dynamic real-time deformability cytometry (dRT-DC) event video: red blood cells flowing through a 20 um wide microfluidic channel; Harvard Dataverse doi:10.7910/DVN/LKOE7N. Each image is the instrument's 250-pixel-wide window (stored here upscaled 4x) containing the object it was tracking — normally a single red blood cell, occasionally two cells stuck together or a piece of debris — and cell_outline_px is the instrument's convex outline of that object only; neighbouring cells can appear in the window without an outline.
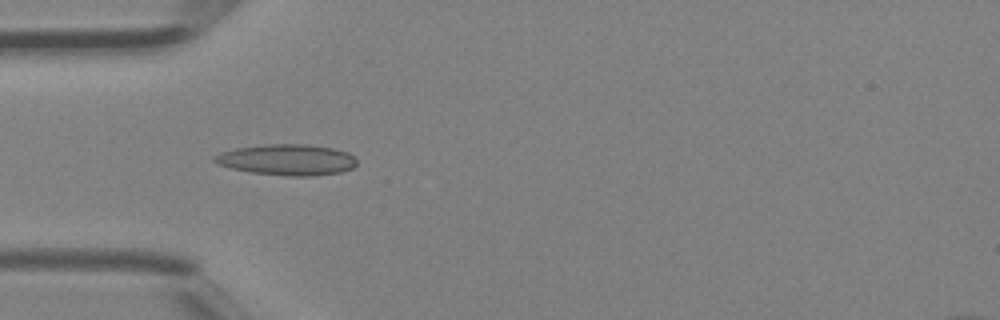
{"species": "Egyptian fruit bat (a non-hibernating species)", "species_latin": "Rousettus aegyptiacus", "temperature_condition": "room temperature", "stored_images_in_passage": 30, "camera_frame_rate_fps": 3000, "um_per_image_px": 0.085, "animal": {"sex": "female"}, "frame": {"image": 1, "passage_image": 1, "time_ms": 0.0, "image_size_px": [1000, 320], "cell_outline_px": [[356, 164], [352, 168], [340, 172], [312, 176], [288, 176], [252, 172], [232, 168], [216, 164], [212, 160], [212, 156], [220, 152], [236, 148], [264, 144], [304, 144], [332, 148], [348, 152], [356, 156]], "centroid_in_image_um": [24.39, 13.57], "position_along_channel_um": 60.6, "area_um2": 25.78}}
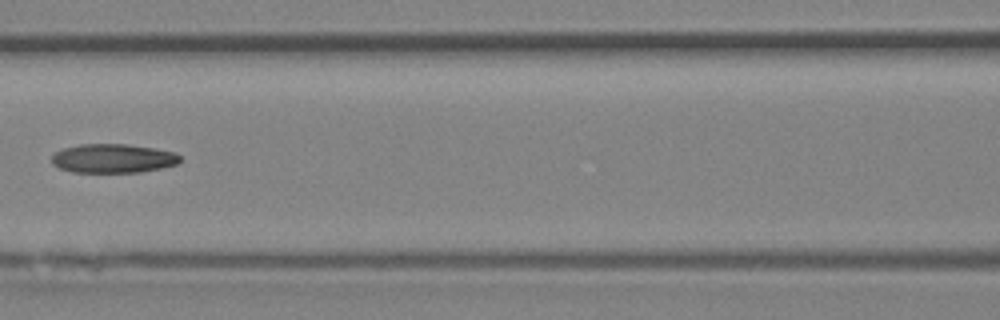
{"frame": {"image": 2, "passage_image": 7, "time_ms": 2.0, "image_size_px": [1000, 320], "cell_outline_px": [[180, 160], [176, 164], [160, 168], [140, 172], [72, 172], [60, 168], [52, 164], [52, 156], [56, 152], [64, 148], [80, 144], [128, 144], [156, 148], [176, 152], [180, 156]], "centroid_in_image_um": [9.62, 13.46], "position_along_channel_um": 157.0, "area_um2": 21.68}}
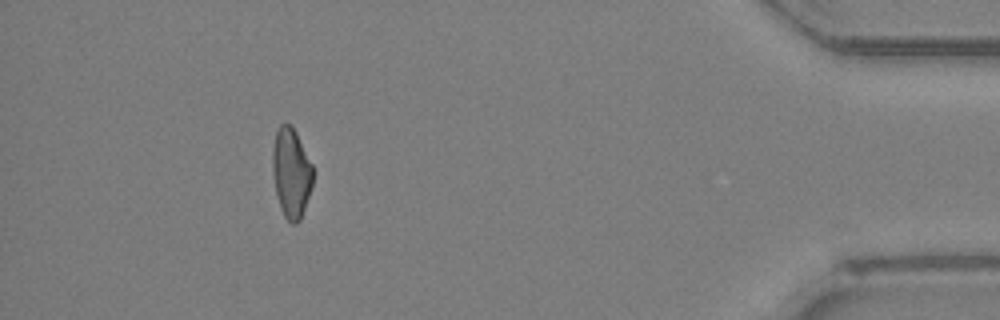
{"frame": {"image": 3, "passage_image": 26, "time_ms": 8.333, "image_size_px": [1000, 320], "cell_outline_px": [[312, 184], [300, 220], [296, 224], [292, 224], [284, 216], [280, 208], [276, 192], [272, 172], [272, 152], [276, 128], [280, 124], [292, 124], [312, 164]], "centroid_in_image_um": [24.73, 14.66], "position_along_channel_um": 410.5, "area_um2": 21.04}}